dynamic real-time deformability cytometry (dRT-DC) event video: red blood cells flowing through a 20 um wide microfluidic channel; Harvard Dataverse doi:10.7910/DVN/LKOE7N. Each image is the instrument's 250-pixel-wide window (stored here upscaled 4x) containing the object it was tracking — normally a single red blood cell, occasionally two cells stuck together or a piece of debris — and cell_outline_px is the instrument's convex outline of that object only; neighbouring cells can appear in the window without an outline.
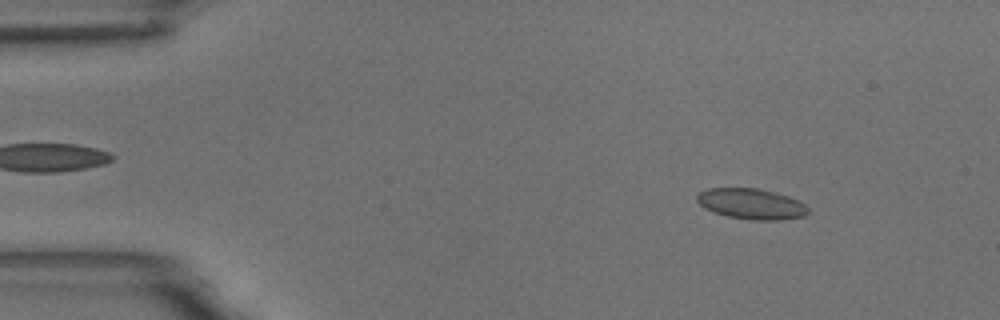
{"species": "common noctule bat (a hibernating species)", "species_latin": "Nyctalus noctula", "temperature_condition": "room temperature", "stored_images_in_passage": 58, "camera_frame_rate_fps": 3000, "um_per_image_px": 0.085, "animal": {"sex": "male", "body_mass_g": 18.8}, "frame": {"image": 1, "passage_image": 7, "time_ms": 2.0, "image_size_px": [1000, 320], "cell_outline_px": [[808, 212], [804, 216], [780, 220], [756, 220], [728, 216], [712, 212], [704, 208], [696, 200], [696, 196], [700, 192], [708, 188], [760, 188], [788, 196], [804, 204], [808, 208]], "centroid_in_image_um": [63.84, 17.32], "position_along_channel_um": 21.2, "area_um2": 19.77}}
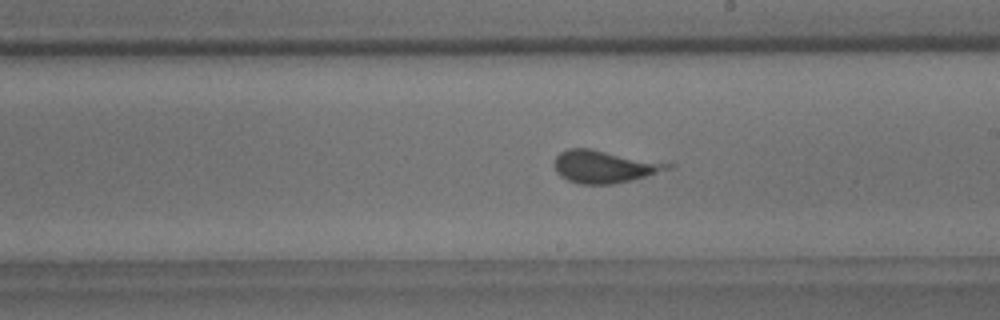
{"frame": {"image": 2, "passage_image": 33, "time_ms": 10.667, "image_size_px": [1000, 320], "cell_outline_px": [[676, 168], [632, 180], [612, 184], [580, 184], [568, 180], [560, 176], [556, 172], [552, 164], [556, 156], [560, 152], [568, 148], [592, 148], [676, 164]], "centroid_in_image_um": [51.4, 14.15], "position_along_channel_um": 237.6, "area_um2": 22.02}}
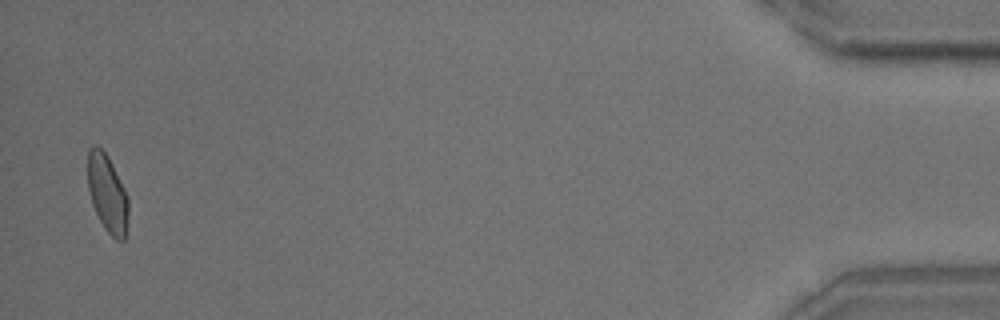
{"frame": {"image": 3, "passage_image": 57, "time_ms": 18.667, "image_size_px": [1000, 320], "cell_outline_px": [[128, 216], [124, 240], [116, 240], [104, 228], [92, 204], [88, 188], [88, 148], [92, 144], [96, 144], [108, 156], [128, 196]], "centroid_in_image_um": [9.12, 16.42], "position_along_channel_um": 426.1, "area_um2": 18.32}}